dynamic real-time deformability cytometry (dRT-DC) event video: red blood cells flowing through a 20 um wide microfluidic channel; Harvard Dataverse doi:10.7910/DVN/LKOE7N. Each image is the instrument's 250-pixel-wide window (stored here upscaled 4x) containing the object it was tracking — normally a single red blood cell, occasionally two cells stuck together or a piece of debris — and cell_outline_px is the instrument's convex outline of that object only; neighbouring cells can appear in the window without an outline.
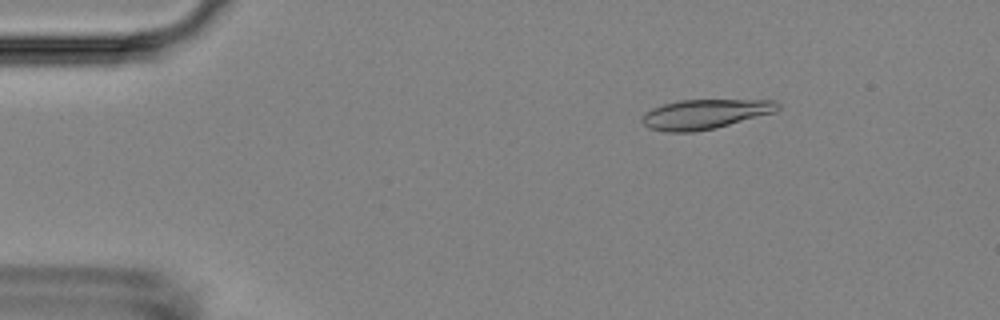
{"species": "Egyptian fruit bat (a non-hibernating species)", "species_latin": "Rousettus aegyptiacus", "temperature_condition": "room temperature", "stored_images_in_passage": 55, "segment_of_instrument_passage": [1, 2], "camera_frame_rate_fps": 3000, "um_per_image_px": 0.085, "animal": {"sex": "female"}, "frame": {"image": 1, "passage_image": 8, "time_ms": 2.333, "image_size_px": [1000, 320], "cell_outline_px": [[780, 108], [776, 112], [716, 128], [696, 132], [668, 132], [648, 128], [640, 120], [640, 116], [644, 112], [652, 108], [664, 104], [680, 100], [776, 100], [780, 104]], "centroid_in_image_um": [59.91, 9.7], "position_along_channel_um": 25.1, "area_um2": 23.7}}
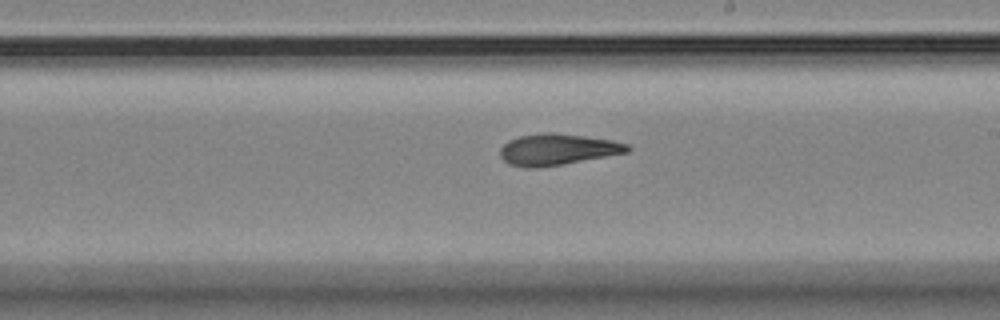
{"frame": {"image": 2, "passage_image": 31, "time_ms": 10.0, "image_size_px": [1000, 320], "cell_outline_px": [[632, 148], [628, 152], [564, 164], [536, 168], [524, 168], [508, 164], [500, 156], [500, 148], [508, 140], [520, 136], [548, 132], [552, 132], [584, 136], [612, 140], [628, 144]], "centroid_in_image_um": [47.37, 12.71], "position_along_channel_um": 241.6, "area_um2": 23.24}}
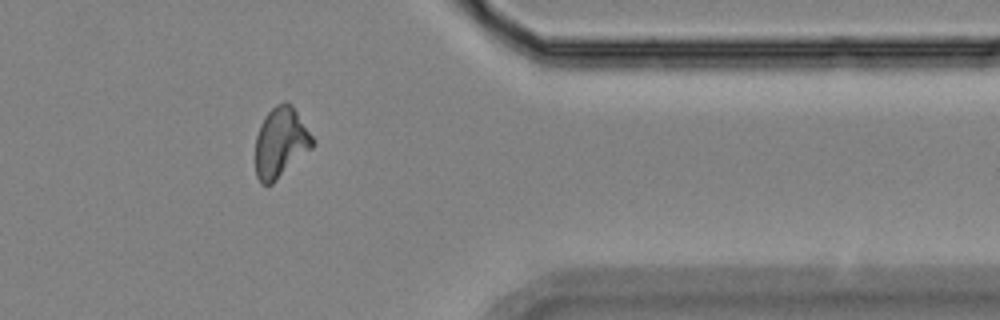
{"frame": {"image": 3, "passage_image": 44, "time_ms": 14.333, "image_size_px": [1000, 320], "cell_outline_px": [[316, 140], [312, 148], [272, 184], [260, 184], [256, 176], [256, 136], [260, 124], [264, 116], [276, 104], [284, 100], [288, 100], [292, 104]], "centroid_in_image_um": [23.87, 12.08], "position_along_channel_um": 387.5, "area_um2": 23.64}}